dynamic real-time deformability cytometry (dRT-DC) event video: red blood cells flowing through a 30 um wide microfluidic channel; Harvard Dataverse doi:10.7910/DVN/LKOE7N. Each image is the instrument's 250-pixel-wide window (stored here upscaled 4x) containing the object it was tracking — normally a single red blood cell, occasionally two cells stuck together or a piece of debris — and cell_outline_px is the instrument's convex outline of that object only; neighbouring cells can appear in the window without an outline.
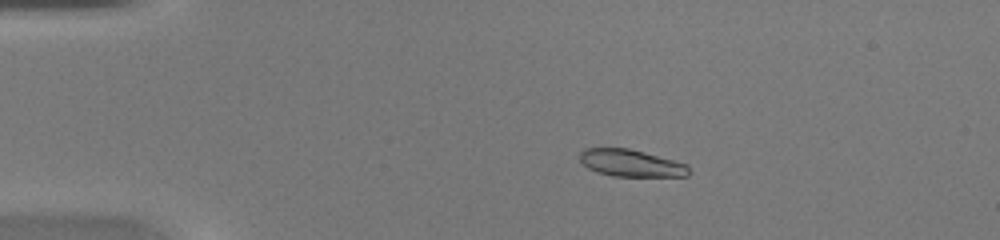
{"species": "common noctule bat (a hibernating species)", "species_latin": "Nyctalus noctula", "temperature_condition": "warm", "stored_images_in_passage": 46, "camera_frame_rate_fps": 3000, "um_per_image_px": 0.085, "animal": {"sex": "female", "body_mass_g": 20.0, "forearm_length_mm": 54.0}, "frame": {"image": 1, "passage_image": 10, "time_ms": 3.0, "image_size_px": [1000, 240], "cell_outline_px": [[692, 172], [688, 176], [612, 176], [596, 172], [588, 168], [580, 160], [580, 152], [584, 148], [628, 148], [644, 152], [688, 164]], "centroid_in_image_um": [53.66, 13.87], "position_along_channel_um": 31.3, "area_um2": 17.28}}
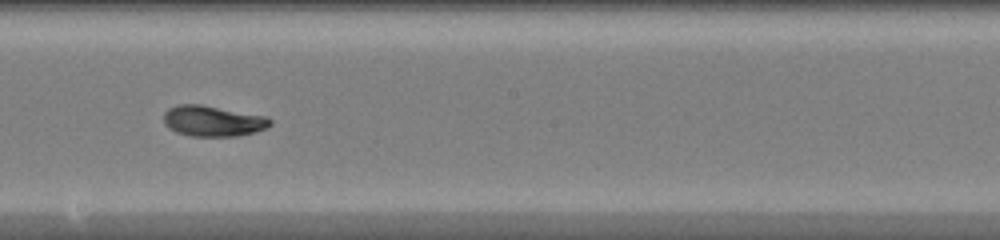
{"frame": {"image": 2, "passage_image": 27, "time_ms": 8.667, "image_size_px": [1000, 240], "cell_outline_px": [[272, 124], [256, 132], [236, 136], [192, 136], [176, 132], [168, 128], [164, 124], [164, 112], [168, 108], [176, 104], [200, 104], [268, 116], [272, 120]], "centroid_in_image_um": [18.09, 10.27], "position_along_channel_um": 230.1, "area_um2": 19.25}}
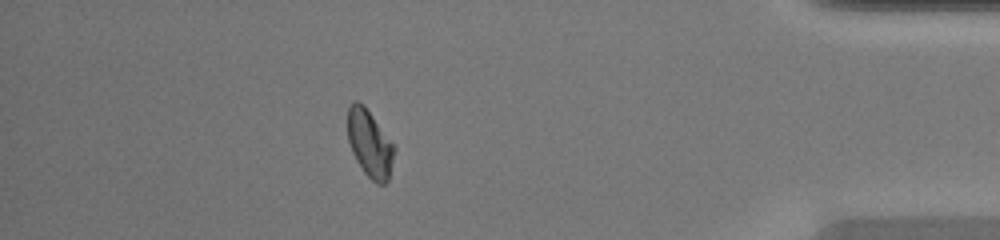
{"frame": {"image": 3, "passage_image": 41, "time_ms": 13.333, "image_size_px": [1000, 240], "cell_outline_px": [[396, 148], [388, 180], [384, 184], [376, 184], [364, 172], [356, 160], [352, 152], [348, 140], [348, 108], [356, 100], [364, 104]], "centroid_in_image_um": [31.43, 12.22], "position_along_channel_um": 403.8, "area_um2": 18.09}}